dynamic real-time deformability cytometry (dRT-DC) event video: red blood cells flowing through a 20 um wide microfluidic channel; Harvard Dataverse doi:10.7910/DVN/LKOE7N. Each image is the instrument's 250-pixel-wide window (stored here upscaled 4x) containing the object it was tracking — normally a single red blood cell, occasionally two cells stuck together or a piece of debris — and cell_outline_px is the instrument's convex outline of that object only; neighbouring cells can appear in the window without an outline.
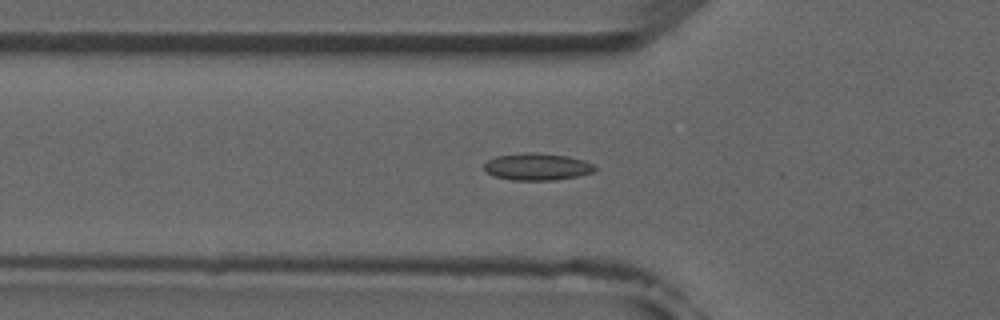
{"species": "common noctule bat (a hibernating species)", "species_latin": "Nyctalus noctula", "temperature_condition": "room temperature", "stored_images_in_passage": 52, "camera_frame_rate_fps": 3000, "um_per_image_px": 0.085, "animal": {"sex": "male", "forearm_length_mm": 52.5}, "frame": {"image": 1, "passage_image": 18, "time_ms": 5.667, "image_size_px": [1000, 320], "cell_outline_px": [[596, 172], [576, 176], [552, 180], [512, 180], [496, 176], [484, 172], [484, 164], [488, 160], [496, 156], [528, 152], [532, 152], [568, 156], [584, 160], [592, 164], [596, 168]], "centroid_in_image_um": [45.65, 14.17], "position_along_channel_um": 80.1, "area_um2": 17.4}}
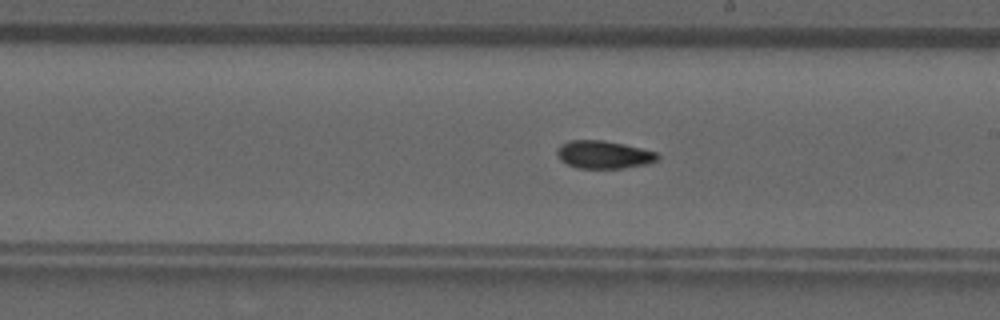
{"frame": {"image": 2, "passage_image": 30, "time_ms": 9.667, "image_size_px": [1000, 320], "cell_outline_px": [[660, 156], [656, 160], [648, 164], [624, 168], [576, 168], [560, 160], [556, 152], [560, 144], [568, 140], [604, 140], [624, 144], [656, 152]], "centroid_in_image_um": [51.3, 13.14], "position_along_channel_um": 237.7, "area_um2": 16.36}}
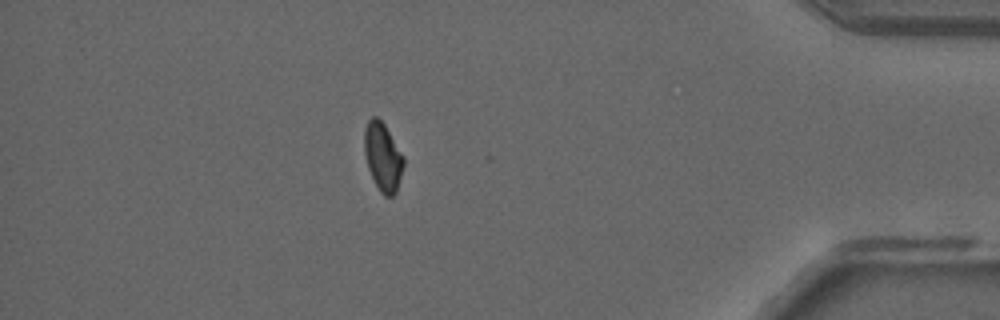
{"frame": {"image": 3, "passage_image": 46, "time_ms": 15.0, "image_size_px": [1000, 320], "cell_outline_px": [[404, 164], [396, 192], [392, 196], [384, 196], [380, 192], [368, 168], [364, 152], [364, 128], [368, 120], [372, 116], [376, 116], [384, 124], [404, 156]], "centroid_in_image_um": [32.53, 13.32], "position_along_channel_um": 402.7, "area_um2": 15.55}, "authors_computed_cell_mechanics": {"area_um2": 16.4152, "velocity_mm_per_s": 3.9262, "shape_relaxation_time_tau1_ms": null, "shape_relaxation_time_tau2_ms": 5.853, "deformation_change_tau1": null, "deformation_change_tau2": 0.0941}}